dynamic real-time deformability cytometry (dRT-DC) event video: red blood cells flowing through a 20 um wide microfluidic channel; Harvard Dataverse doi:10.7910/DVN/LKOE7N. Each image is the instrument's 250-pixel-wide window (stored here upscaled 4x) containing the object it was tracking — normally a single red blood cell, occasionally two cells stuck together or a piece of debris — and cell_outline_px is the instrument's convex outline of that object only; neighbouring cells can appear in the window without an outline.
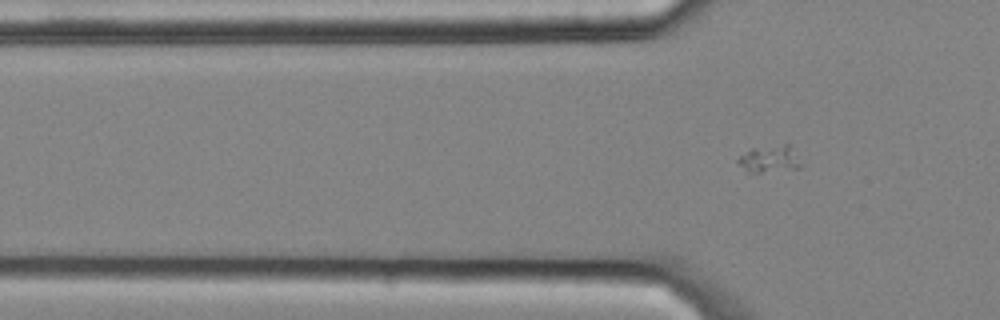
{"species": "common noctule bat (a hibernating species)", "species_latin": "Nyctalus noctula", "temperature_condition": "cold", "stored_images_in_passage": 5, "camera_frame_rate_fps": 3000, "um_per_image_px": 0.085, "animal": {"sex": "male", "body_mass_g": 20.4}, "frame": {"image": 1, "passage_image": 3, "time_ms": 0.667, "image_size_px": [1000, 320], "cell_outline_px": [[608, 272], [596, 280], [468, 280], [460, 276], [460, 272], [488, 268]], "centroid_in_image_um": [44.98, 23.36], "position_along_channel_um": 80.8, "area_um2": 10.23}}